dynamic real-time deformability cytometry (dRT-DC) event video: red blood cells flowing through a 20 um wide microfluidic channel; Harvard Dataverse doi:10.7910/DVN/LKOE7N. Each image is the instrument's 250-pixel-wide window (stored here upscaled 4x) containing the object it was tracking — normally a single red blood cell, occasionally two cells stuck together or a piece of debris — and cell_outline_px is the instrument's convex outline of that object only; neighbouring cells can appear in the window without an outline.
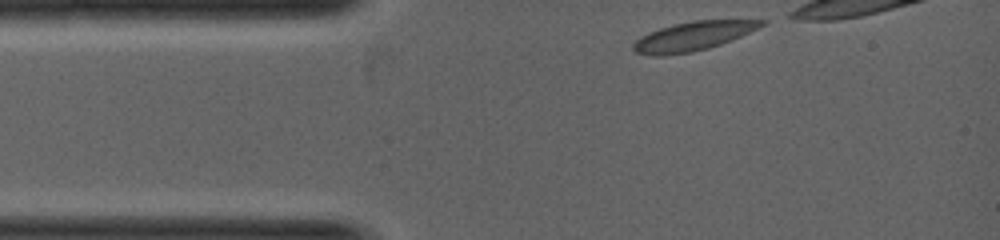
{"species": "common noctule bat (a hibernating species)", "species_latin": "Nyctalus noctula", "temperature_condition": "warm", "stored_images_in_passage": 12, "camera_frame_rate_fps": 5000, "um_per_image_px": 0.085, "animal": {"sex": "female", "body_mass_g": 19.0, "forearm_length_mm": 53.3}, "frame": {"image": 1, "passage_image": 1, "time_ms": 0.0, "image_size_px": [1000, 240], "cell_outline_px": [[768, 20], [764, 24], [740, 36], [720, 44], [708, 48], [692, 52], [664, 56], [652, 56], [636, 52], [632, 48], [632, 44], [640, 36], [648, 32], [672, 24], [692, 20]], "centroid_in_image_um": [58.82, 3.08], "position_along_channel_um": 26.2, "area_um2": 21.56}}
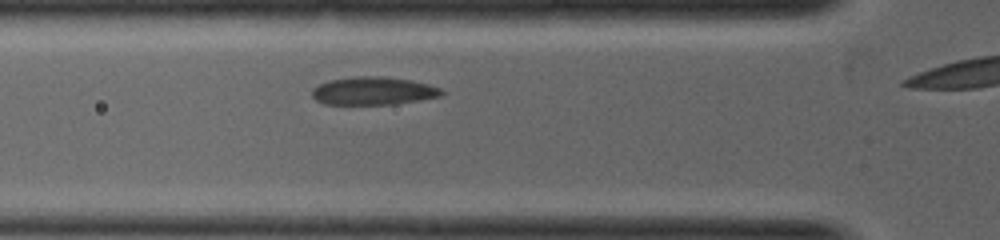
{"frame": {"image": 2, "passage_image": 6, "time_ms": 1.2, "image_size_px": [1000, 240], "cell_outline_px": [[448, 92], [440, 96], [420, 100], [396, 104], [324, 104], [316, 100], [312, 96], [312, 88], [328, 80], [356, 76], [380, 76], [412, 80], [428, 84], [440, 88]], "centroid_in_image_um": [31.75, 7.72], "position_along_channel_um": 94.0, "area_um2": 21.27}}
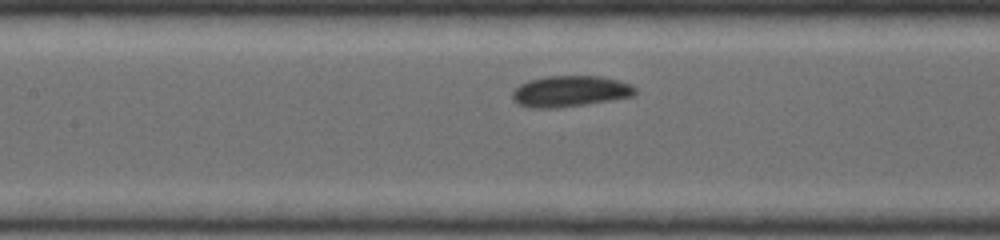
{"frame": {"image": 3, "passage_image": 10, "time_ms": 2.0, "image_size_px": [1000, 240], "cell_outline_px": [[636, 96], [560, 108], [528, 108], [512, 100], [512, 92], [520, 84], [528, 80], [544, 76], [600, 76], [620, 80], [636, 88]], "centroid_in_image_um": [48.45, 7.76], "position_along_channel_um": 158.9, "area_um2": 22.43}}